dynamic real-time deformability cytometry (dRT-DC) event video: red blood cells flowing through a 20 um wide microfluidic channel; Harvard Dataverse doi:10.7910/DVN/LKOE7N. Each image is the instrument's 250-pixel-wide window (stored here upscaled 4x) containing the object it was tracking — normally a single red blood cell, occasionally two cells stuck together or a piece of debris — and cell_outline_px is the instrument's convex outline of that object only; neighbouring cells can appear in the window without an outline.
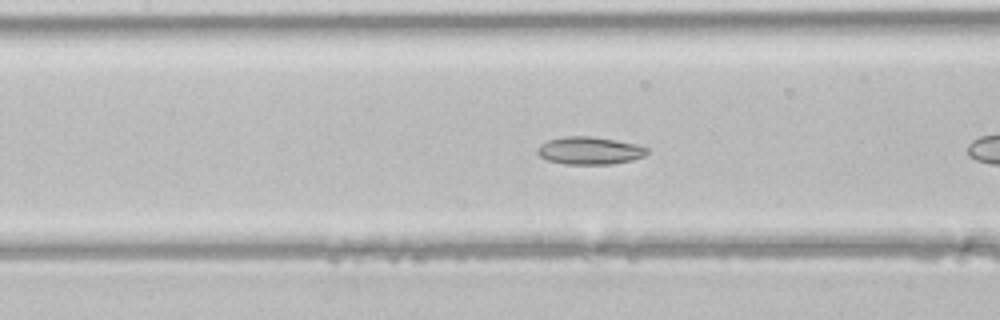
{"species": "common noctule bat (a hibernating species)", "species_latin": "Nyctalus noctula", "temperature_condition": "room temperature", "stored_images_in_passage": 24, "camera_frame_rate_fps": 3000, "um_per_image_px": 0.085, "animal": {"sex": "male", "body_mass_g": 21.5, "forearm_length_mm": 52.0}, "frame": {"image": 1, "passage_image": 8, "time_ms": 2.333, "image_size_px": [1000, 320], "cell_outline_px": [[648, 152], [644, 156], [632, 160], [612, 164], [564, 164], [548, 160], [540, 156], [536, 152], [536, 148], [540, 144], [548, 140], [564, 136], [592, 136], [636, 144], [648, 148]], "centroid_in_image_um": [50.09, 12.8], "position_along_channel_um": 157.3, "area_um2": 17.69}}
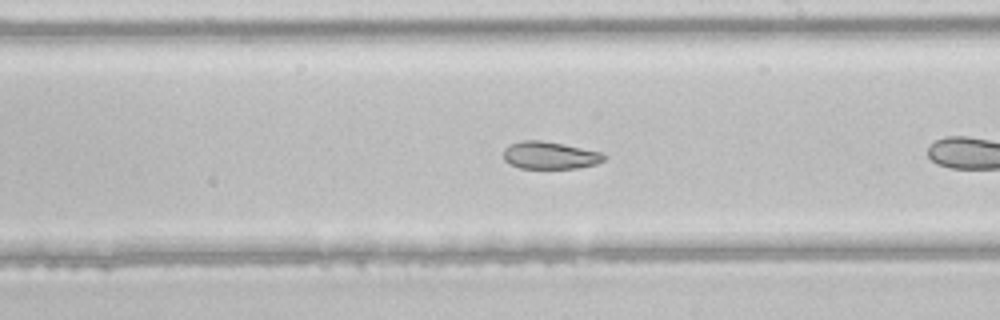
{"frame": {"image": 2, "passage_image": 14, "time_ms": 4.333, "image_size_px": [1000, 320], "cell_outline_px": [[608, 156], [604, 160], [596, 164], [576, 168], [520, 168], [508, 164], [504, 160], [504, 148], [508, 144], [520, 140], [540, 140], [600, 152]], "centroid_in_image_um": [46.69, 13.2], "position_along_channel_um": 242.3, "area_um2": 16.01}}
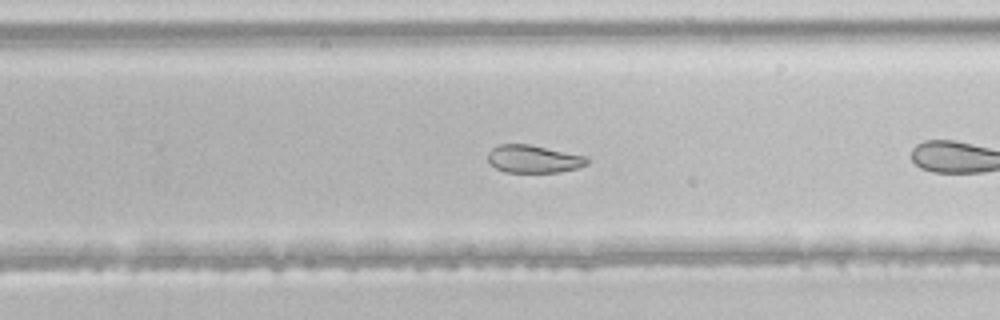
{"frame": {"image": 3, "passage_image": 17, "time_ms": 5.333, "image_size_px": [1000, 320], "cell_outline_px": [[588, 164], [576, 168], [560, 172], [504, 172], [488, 164], [488, 152], [492, 148], [500, 144], [528, 144], [588, 156]], "centroid_in_image_um": [45.34, 13.51], "position_along_channel_um": 284.5, "area_um2": 16.13}}